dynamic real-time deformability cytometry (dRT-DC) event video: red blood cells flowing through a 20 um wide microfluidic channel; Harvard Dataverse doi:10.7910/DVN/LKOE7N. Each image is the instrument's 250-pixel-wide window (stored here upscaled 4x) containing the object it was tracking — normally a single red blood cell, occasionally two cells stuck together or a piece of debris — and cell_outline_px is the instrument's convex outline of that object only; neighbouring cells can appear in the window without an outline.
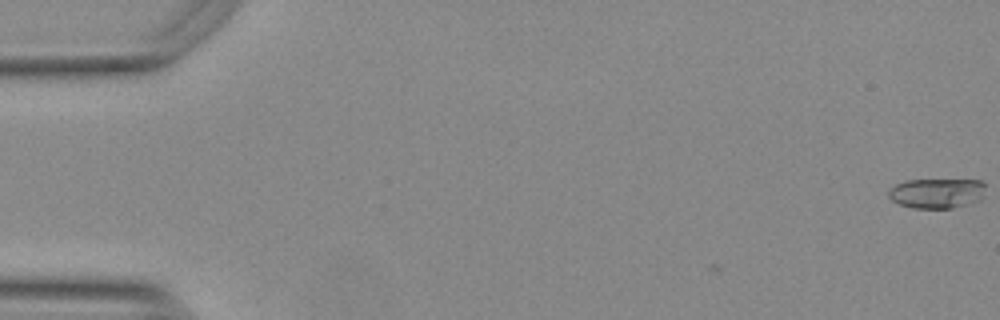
{"species": "Egyptian fruit bat (a non-hibernating species)", "species_latin": "Rousettus aegyptiacus", "temperature_condition": "warm", "stored_images_in_passage": 52, "camera_frame_rate_fps": 3000, "um_per_image_px": 0.085, "animal": {"sex": "female"}, "frame": {"image": 1, "passage_image": 1, "time_ms": 0.0, "image_size_px": [1000, 320], "cell_outline_px": [[984, 196], [980, 200], [952, 208], [912, 208], [900, 204], [892, 200], [888, 196], [888, 188], [896, 184], [908, 180], [980, 180], [984, 184]], "centroid_in_image_um": [79.61, 16.42], "position_along_channel_um": 5.4, "area_um2": 16.94}}
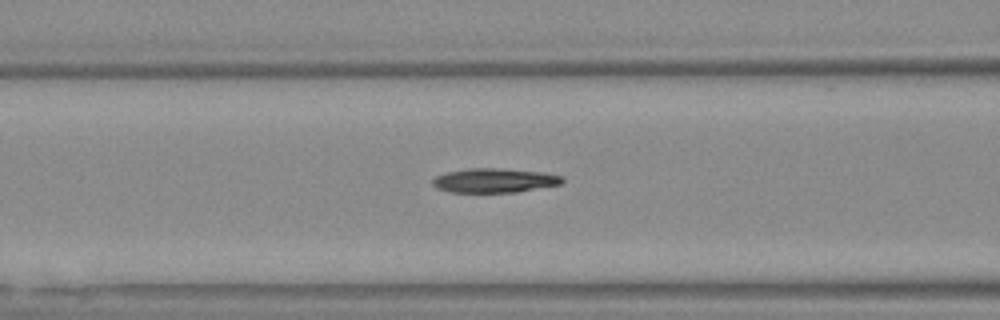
{"frame": {"image": 2, "passage_image": 23, "time_ms": 7.333, "image_size_px": [1000, 320], "cell_outline_px": [[564, 180], [560, 184], [516, 192], [452, 192], [436, 188], [432, 184], [432, 180], [436, 176], [448, 172], [472, 168], [500, 168], [544, 172], [560, 176]], "centroid_in_image_um": [42.01, 15.33], "position_along_channel_um": 124.6, "area_um2": 18.15}}
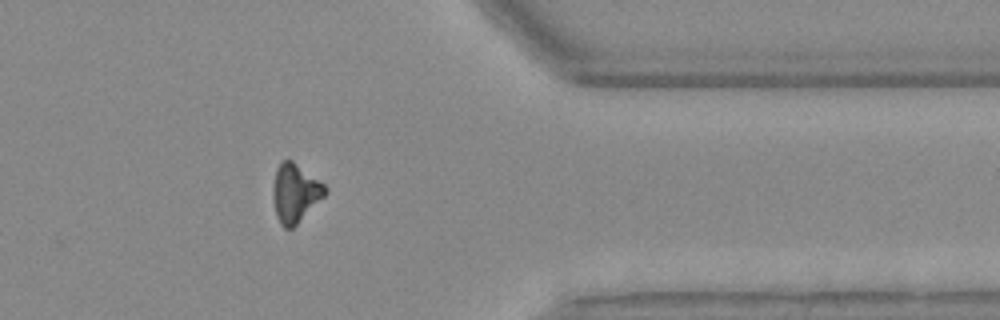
{"frame": {"image": 3, "passage_image": 45, "time_ms": 14.667, "image_size_px": [1000, 320], "cell_outline_px": [[328, 192], [292, 228], [284, 228], [280, 224], [276, 216], [272, 196], [272, 188], [276, 168], [284, 160], [292, 160], [324, 184], [328, 188]], "centroid_in_image_um": [25.07, 16.4], "position_along_channel_um": 386.3, "area_um2": 17.63}, "authors_computed_cell_mechanics": {"area_um2": 18.0047, "velocity_mm_per_s": 3.782, "shape_relaxation_time_tau1_ms": null, "shape_relaxation_time_tau2_ms": 4.6071, "deformation_change_tau1": null, "deformation_change_tau2": 0.1388}}